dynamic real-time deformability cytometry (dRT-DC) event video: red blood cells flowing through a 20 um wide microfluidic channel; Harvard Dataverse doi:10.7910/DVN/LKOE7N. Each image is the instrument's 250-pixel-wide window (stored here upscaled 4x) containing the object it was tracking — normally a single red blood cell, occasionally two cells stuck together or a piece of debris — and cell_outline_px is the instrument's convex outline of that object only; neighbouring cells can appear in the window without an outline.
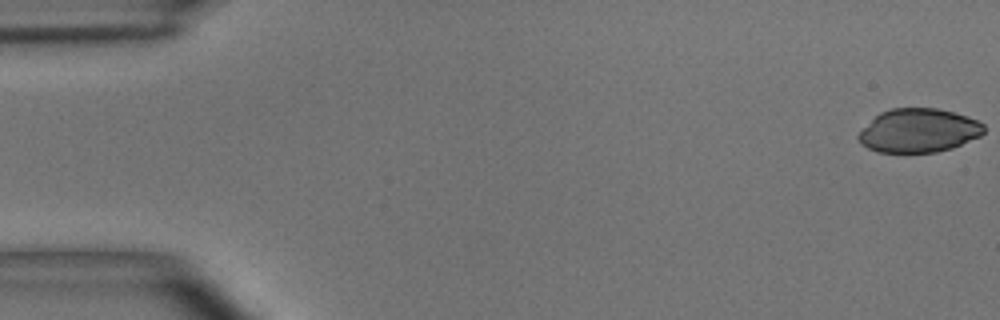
{"species": "common noctule bat (a hibernating species)", "species_latin": "Nyctalus noctula", "temperature_condition": "room temperature", "stored_images_in_passage": 54, "camera_frame_rate_fps": 3000, "um_per_image_px": 0.085, "animal": {"sex": "male", "body_mass_g": 15.6}, "frame": {"image": 1, "passage_image": 1, "time_ms": 0.0, "image_size_px": [1000, 320], "cell_outline_px": [[984, 132], [980, 136], [952, 148], [936, 152], [876, 152], [860, 144], [856, 136], [880, 112], [892, 108], [936, 108], [968, 116], [984, 124]], "centroid_in_image_um": [78.08, 11.1], "position_along_channel_um": 6.9, "area_um2": 31.85}}